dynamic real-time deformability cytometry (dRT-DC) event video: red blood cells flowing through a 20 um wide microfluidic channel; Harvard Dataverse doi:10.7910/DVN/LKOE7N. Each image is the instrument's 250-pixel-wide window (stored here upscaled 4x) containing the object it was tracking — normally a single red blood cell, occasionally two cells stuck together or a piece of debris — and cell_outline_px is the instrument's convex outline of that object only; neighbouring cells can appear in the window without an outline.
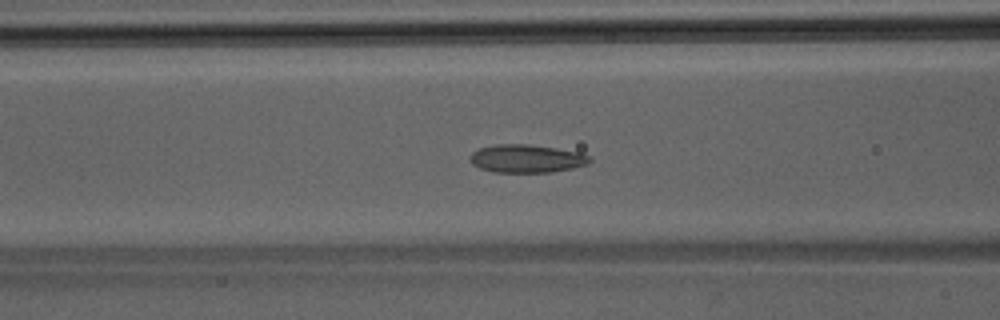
{"species": "Egyptian fruit bat (a non-hibernating species)", "species_latin": "Rousettus aegyptiacus", "temperature_condition": "room temperature", "stored_images_in_passage": 18, "camera_frame_rate_fps": 3000, "um_per_image_px": 0.085, "animal": {"sex": "male"}, "frame": {"image": 1, "passage_image": 12, "time_ms": 3.667, "image_size_px": [1000, 320], "cell_outline_px": [[592, 160], [588, 164], [572, 168], [552, 172], [492, 172], [480, 168], [472, 164], [468, 160], [468, 156], [472, 152], [480, 148], [496, 144], [528, 144], [556, 148], [580, 152], [588, 156]], "centroid_in_image_um": [44.72, 13.48], "position_along_channel_um": 121.9, "area_um2": 19.71}}